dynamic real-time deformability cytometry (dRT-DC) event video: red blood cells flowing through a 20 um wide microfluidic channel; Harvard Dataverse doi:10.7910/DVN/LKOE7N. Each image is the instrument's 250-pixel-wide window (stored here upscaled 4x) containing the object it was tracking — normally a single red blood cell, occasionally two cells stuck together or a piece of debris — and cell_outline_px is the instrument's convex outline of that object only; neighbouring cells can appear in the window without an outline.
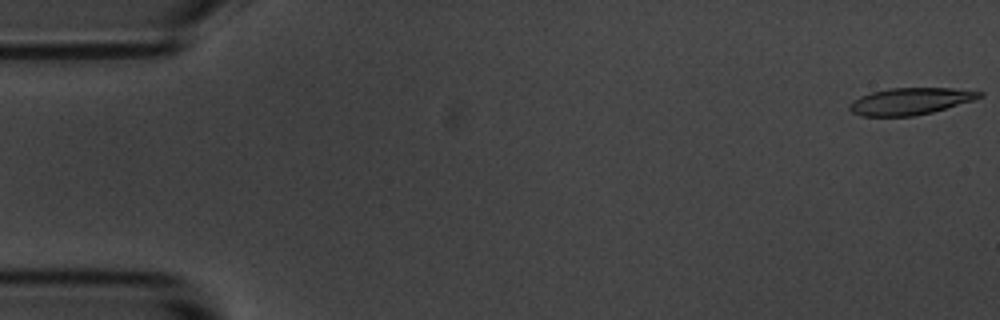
{"species": "common noctule bat (a hibernating species)", "species_latin": "Nyctalus noctula", "temperature_condition": "room temperature", "stored_images_in_passage": 55, "camera_frame_rate_fps": 3000, "um_per_image_px": 0.085, "animal": {"sex": "male", "body_mass_g": 20.1, "forearm_length_mm": 53.5}, "frame": {"image": 1, "passage_image": 1, "time_ms": 0.0, "image_size_px": [1000, 320], "cell_outline_px": [[984, 96], [972, 100], [932, 112], [912, 116], [860, 116], [852, 112], [848, 108], [848, 104], [852, 100], [860, 96], [872, 92], [888, 88], [952, 88], [984, 92]], "centroid_in_image_um": [77.33, 8.6], "position_along_channel_um": 7.7, "area_um2": 20.29}}
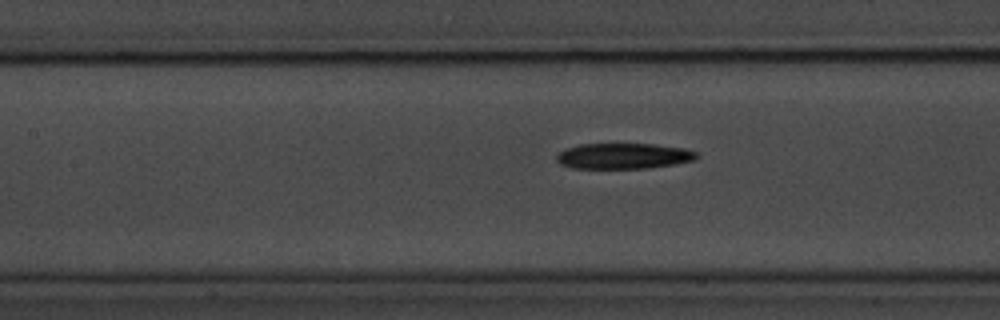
{"frame": {"image": 2, "passage_image": 24, "time_ms": 7.667, "image_size_px": [1000, 320], "cell_outline_px": [[700, 156], [692, 160], [672, 164], [648, 168], [572, 168], [560, 164], [556, 160], [556, 156], [560, 152], [568, 148], [580, 144], [652, 144], [684, 148], [696, 152]], "centroid_in_image_um": [52.98, 13.26], "position_along_channel_um": 154.4, "area_um2": 20.75}}
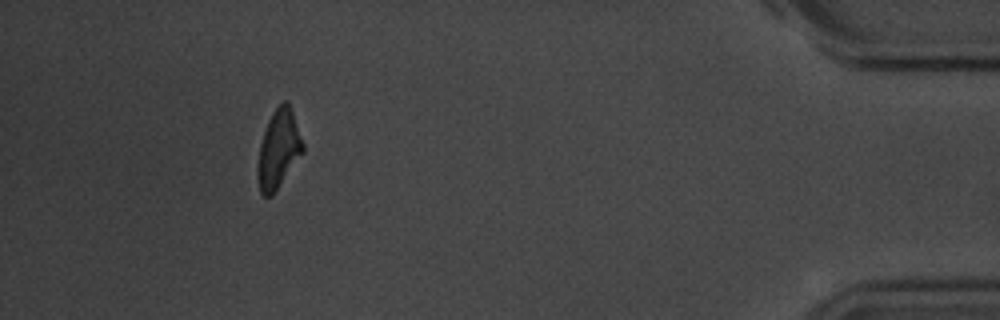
{"frame": {"image": 3, "passage_image": 50, "time_ms": 16.333, "image_size_px": [1000, 320], "cell_outline_px": [[304, 152], [272, 196], [264, 196], [260, 192], [256, 176], [256, 172], [260, 144], [268, 120], [272, 112], [284, 100], [288, 100], [304, 144]], "centroid_in_image_um": [23.67, 12.7], "position_along_channel_um": 411.5, "area_um2": 20.75}, "authors_computed_cell_mechanics": {"area_um2": 21.2704, "velocity_mm_per_s": 3.666, "shape_relaxation_time_tau1_ms": 6.1654, "shape_relaxation_time_tau2_ms": null, "deformation_change_tau1": 0.1978, "deformation_change_tau2": null}}